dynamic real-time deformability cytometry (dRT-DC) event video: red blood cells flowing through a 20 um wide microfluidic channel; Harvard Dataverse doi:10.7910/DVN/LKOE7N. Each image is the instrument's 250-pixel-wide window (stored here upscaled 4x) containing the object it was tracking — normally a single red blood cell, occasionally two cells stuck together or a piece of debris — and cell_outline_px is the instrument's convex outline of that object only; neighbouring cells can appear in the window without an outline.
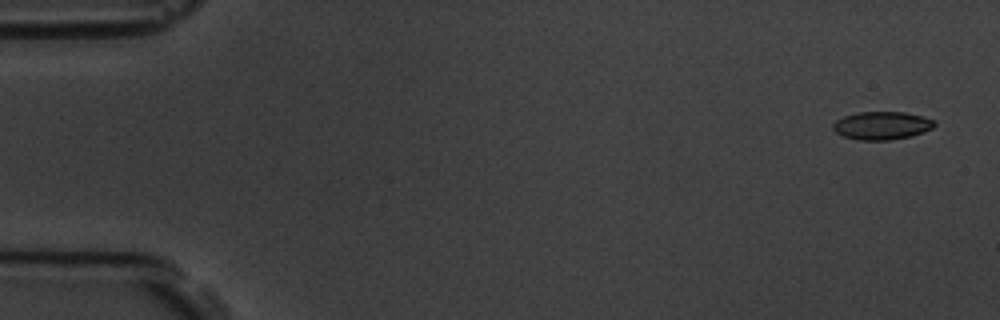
{"species": "common noctule bat (a hibernating species)", "species_latin": "Nyctalus noctula", "temperature_condition": "room temperature", "stored_images_in_passage": 4, "camera_frame_rate_fps": 3000, "um_per_image_px": 0.085, "animal": {"sex": "male", "body_mass_g": 19.5, "forearm_length_mm": 54.6}, "frame": {"image": 1, "passage_image": 1, "time_ms": 0.0, "image_size_px": [1000, 320], "cell_outline_px": [[936, 124], [932, 128], [924, 132], [912, 136], [888, 140], [856, 140], [844, 136], [836, 132], [832, 128], [832, 124], [836, 120], [844, 116], [856, 112], [904, 112], [924, 116], [936, 120]], "centroid_in_image_um": [74.98, 10.67], "position_along_channel_um": 10.0, "area_um2": 16.76}}
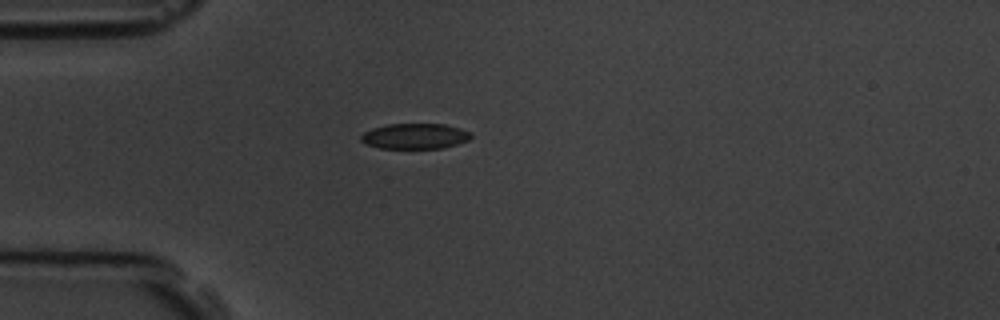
{"frame": {"image": 2, "passage_image": 4, "time_ms": 4.333, "image_size_px": [1000, 320], "cell_outline_px": [[472, 136], [468, 140], [444, 148], [380, 148], [364, 144], [360, 140], [360, 136], [364, 132], [372, 128], [388, 124], [444, 124], [460, 128], [472, 132]], "centroid_in_image_um": [35.26, 11.57], "position_along_channel_um": 49.7, "area_um2": 16.42}}